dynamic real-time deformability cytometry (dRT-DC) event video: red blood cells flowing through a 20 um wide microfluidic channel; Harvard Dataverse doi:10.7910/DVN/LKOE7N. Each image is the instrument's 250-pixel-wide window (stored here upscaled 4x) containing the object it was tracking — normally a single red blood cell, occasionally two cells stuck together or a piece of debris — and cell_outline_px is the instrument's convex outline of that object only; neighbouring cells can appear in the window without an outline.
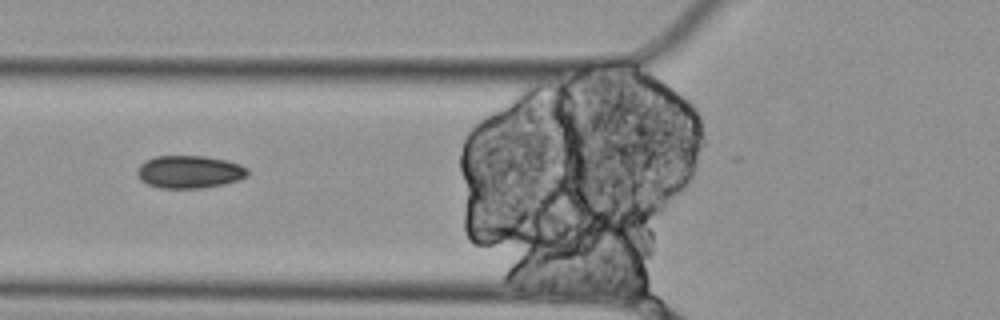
{"species": "Egyptian fruit bat (a non-hibernating species)", "species_latin": "Rousettus aegyptiacus", "temperature_condition": "cold", "stored_images_in_passage": 12, "camera_frame_rate_fps": 3000, "um_per_image_px": 0.085, "animal": {"sex": "female"}, "frame": {"image": 1, "passage_image": 3, "time_ms": 0.667, "image_size_px": [1000, 320], "cell_outline_px": [[248, 176], [224, 184], [204, 188], [160, 188], [148, 184], [140, 180], [136, 172], [136, 168], [144, 160], [156, 156], [204, 156], [228, 160], [240, 164], [248, 168]], "centroid_in_image_um": [16.09, 14.6], "position_along_channel_um": 109.7, "area_um2": 21.27}}
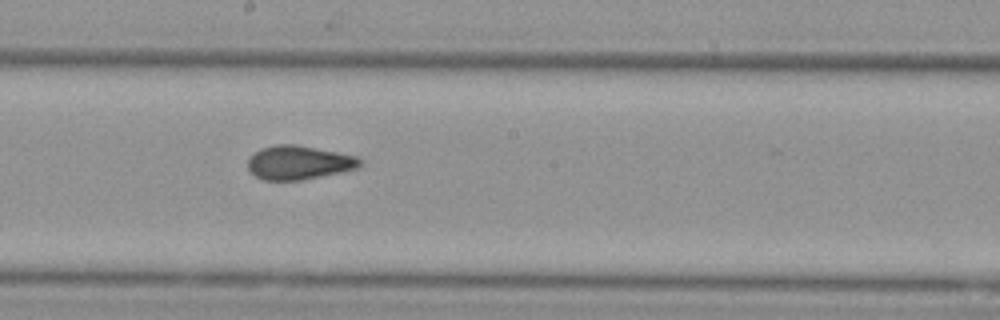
{"frame": {"image": 2, "passage_image": 6, "time_ms": 1.667, "image_size_px": [1000, 320], "cell_outline_px": [[364, 160], [360, 168], [300, 180], [264, 180], [256, 176], [248, 168], [248, 160], [260, 148], [276, 144], [296, 144], [356, 156]], "centroid_in_image_um": [25.43, 13.81], "position_along_channel_um": 222.8, "area_um2": 22.02}}
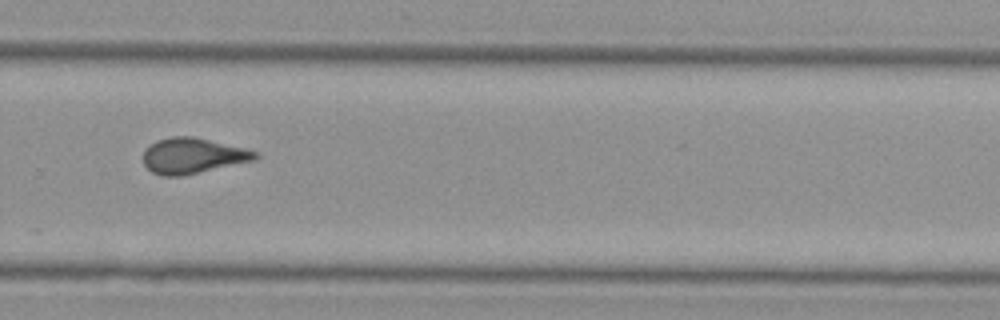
{"frame": {"image": 3, "passage_image": 8, "time_ms": 2.333, "image_size_px": [1000, 320], "cell_outline_px": [[260, 156], [256, 160], [184, 176], [160, 176], [152, 172], [144, 164], [144, 152], [156, 140], [172, 136], [192, 136], [244, 148], [260, 152]], "centroid_in_image_um": [16.42, 13.25], "position_along_channel_um": 313.4, "area_um2": 23.29}}